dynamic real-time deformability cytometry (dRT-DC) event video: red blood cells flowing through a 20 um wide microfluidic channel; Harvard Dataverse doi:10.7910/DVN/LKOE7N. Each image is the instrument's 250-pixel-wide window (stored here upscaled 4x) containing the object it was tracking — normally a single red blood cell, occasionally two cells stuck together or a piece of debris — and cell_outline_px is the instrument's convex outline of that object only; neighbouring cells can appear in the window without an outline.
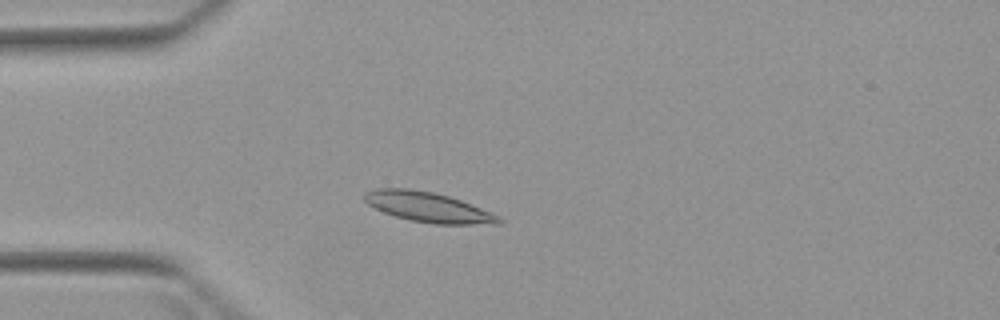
{"species": "Egyptian fruit bat (a non-hibernating species)", "species_latin": "Rousettus aegyptiacus", "temperature_condition": "warm", "stored_images_in_passage": 5, "camera_frame_rate_fps": 3000, "um_per_image_px": 0.085, "animal": {"sex": "female"}, "frame": {"image": 1, "passage_image": 4, "time_ms": 3.667, "image_size_px": [1000, 320], "cell_outline_px": [[504, 220], [500, 224], [432, 224], [412, 220], [396, 216], [384, 212], [368, 204], [364, 200], [364, 192], [376, 188], [408, 188], [432, 192], [448, 196], [460, 200], [492, 212], [500, 216]], "centroid_in_image_um": [36.42, 17.61], "position_along_channel_um": 48.6, "area_um2": 23.41}}